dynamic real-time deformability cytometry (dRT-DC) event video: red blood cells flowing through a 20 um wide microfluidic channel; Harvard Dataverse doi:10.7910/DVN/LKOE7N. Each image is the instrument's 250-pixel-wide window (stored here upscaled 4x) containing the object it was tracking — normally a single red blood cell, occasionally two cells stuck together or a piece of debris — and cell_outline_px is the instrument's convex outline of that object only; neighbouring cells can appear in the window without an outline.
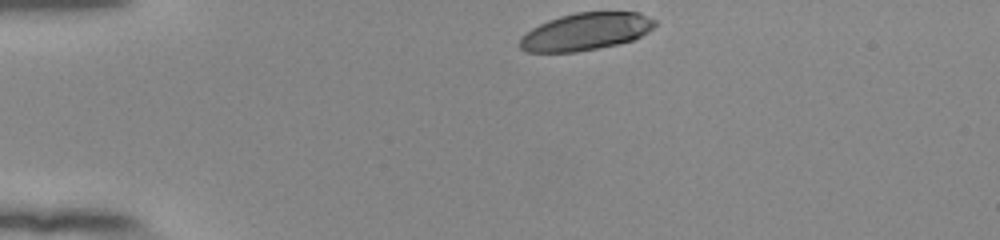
{"species": "human", "species_latin": "Homo sapiens", "temperature_condition": "room temperature", "stored_images_in_passage": 35, "camera_frame_rate_fps": 3000, "um_per_image_px": 0.085, "donor": {"sex": "female"}, "frame": {"image": 1, "passage_image": 1, "time_ms": 0.0, "image_size_px": [1000, 240], "cell_outline_px": [[656, 24], [648, 32], [632, 40], [600, 48], [576, 52], [524, 52], [520, 48], [520, 40], [532, 28], [548, 20], [560, 16], [576, 12], [640, 12], [656, 20]], "centroid_in_image_um": [49.81, 2.68], "position_along_channel_um": 35.2, "area_um2": 29.3}}
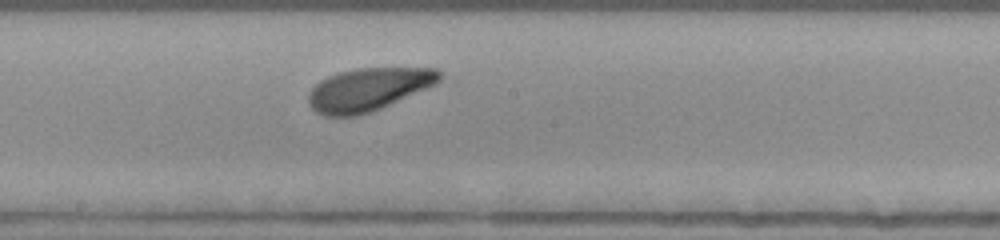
{"frame": {"image": 2, "passage_image": 20, "time_ms": 6.333, "image_size_px": [1000, 240], "cell_outline_px": [[440, 80], [436, 84], [428, 88], [372, 112], [356, 116], [324, 116], [316, 112], [308, 104], [308, 92], [320, 80], [336, 72], [356, 68], [436, 68], [440, 72]], "centroid_in_image_um": [31.28, 7.6], "position_along_channel_um": 216.9, "area_um2": 32.95}}
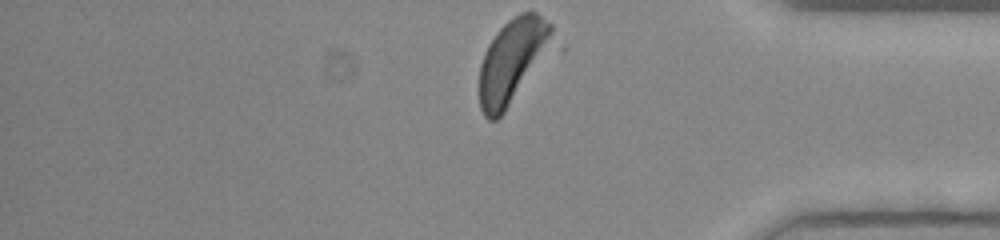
{"frame": {"image": 3, "passage_image": 35, "time_ms": 11.333, "image_size_px": [1000, 240], "cell_outline_px": [[552, 32], [548, 40], [504, 112], [496, 120], [488, 120], [484, 116], [480, 108], [480, 64], [484, 52], [488, 44], [496, 32], [508, 20], [520, 12], [536, 12], [552, 24]], "centroid_in_image_um": [43.39, 5.13], "position_along_channel_um": 391.8, "area_um2": 33.12}, "authors_computed_cell_mechanics": {"area_um2": 32.7726, "velocity_mm_per_s": 3.8216, "shape_relaxation_time_tau1_ms": 2.0848, "shape_relaxation_time_tau2_ms": 4.4356, "deformation_change_tau1": 0.1003, "deformation_change_tau2": 0.1334}}